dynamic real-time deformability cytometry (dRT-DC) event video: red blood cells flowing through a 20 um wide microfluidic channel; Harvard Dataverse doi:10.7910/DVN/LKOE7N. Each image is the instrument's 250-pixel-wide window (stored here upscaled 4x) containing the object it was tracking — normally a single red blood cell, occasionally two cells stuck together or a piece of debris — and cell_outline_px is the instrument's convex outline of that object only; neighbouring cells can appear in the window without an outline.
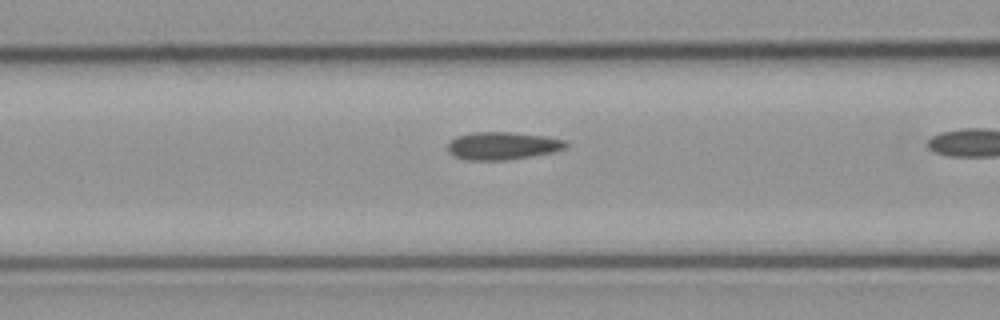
{"species": "common noctule bat (a hibernating species)", "species_latin": "Nyctalus noctula", "temperature_condition": "cold", "stored_images_in_passage": 21, "camera_frame_rate_fps": 3000, "um_per_image_px": 0.085, "animal": {"sex": "male", "body_mass_g": 23.1, "forearm_length_mm": 52.7}, "frame": {"image": 1, "passage_image": 10, "time_ms": 3.0, "image_size_px": [1000, 320], "cell_outline_px": [[564, 144], [560, 148], [544, 152], [520, 156], [460, 156], [452, 152], [448, 148], [448, 144], [452, 140], [464, 136], [528, 136], [556, 140]], "centroid_in_image_um": [42.64, 12.39], "position_along_channel_um": 124.0, "area_um2": 14.05}}